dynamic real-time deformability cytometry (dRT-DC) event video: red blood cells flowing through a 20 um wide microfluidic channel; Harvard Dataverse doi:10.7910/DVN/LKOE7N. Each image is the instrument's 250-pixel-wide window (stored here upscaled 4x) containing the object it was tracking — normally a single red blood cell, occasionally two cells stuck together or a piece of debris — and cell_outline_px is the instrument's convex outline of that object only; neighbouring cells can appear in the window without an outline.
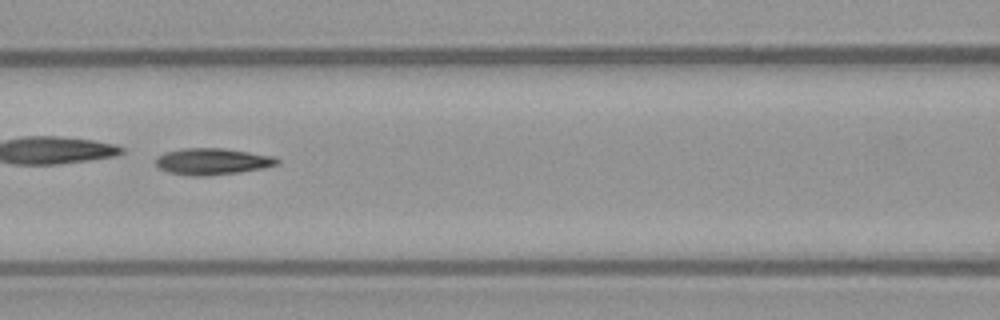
{"species": "common noctule bat (a hibernating species)", "species_latin": "Nyctalus noctula", "temperature_condition": "warm", "stored_images_in_passage": 49, "camera_frame_rate_fps": 3000, "um_per_image_px": 0.085, "animal": {"sex": "female", "body_mass_g": 21.9}, "frame": {"image": 1, "passage_image": 22, "time_ms": 7.0, "image_size_px": [1000, 320], "cell_outline_px": [[280, 164], [264, 168], [240, 172], [208, 176], [192, 176], [168, 172], [160, 168], [156, 164], [156, 156], [164, 152], [184, 148], [224, 148], [272, 156], [280, 160]], "centroid_in_image_um": [18.05, 13.73], "position_along_channel_um": 148.6, "area_um2": 18.84}, "authors_computed_cell_mechanics": {"area_um2": 18.3226, "velocity_mm_per_s": 4.0469, "shape_relaxation_time_tau1_ms": 1.8414, "shape_relaxation_time_tau2_ms": 3.7691, "deformation_change_tau1": 0.2779, "deformation_change_tau2": 0.1444}}